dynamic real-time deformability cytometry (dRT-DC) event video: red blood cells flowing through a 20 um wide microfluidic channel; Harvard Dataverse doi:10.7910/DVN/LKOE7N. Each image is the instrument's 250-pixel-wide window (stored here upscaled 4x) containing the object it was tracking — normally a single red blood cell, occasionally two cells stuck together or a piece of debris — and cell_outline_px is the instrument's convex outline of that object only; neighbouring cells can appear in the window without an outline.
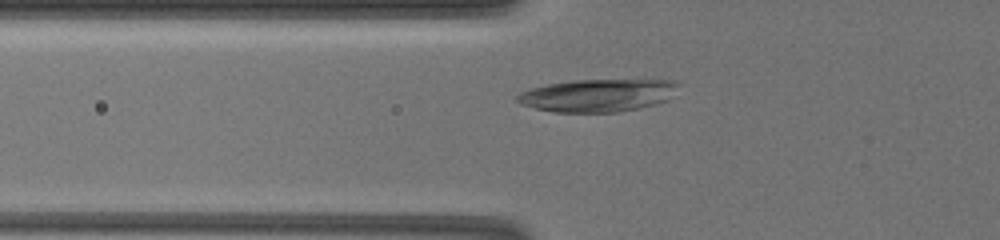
{"species": "common noctule bat (a hibernating species)", "species_latin": "Nyctalus noctula", "temperature_condition": "warm", "stored_images_in_passage": 39, "camera_frame_rate_fps": 3000, "um_per_image_px": 0.085, "animal": {"sex": "female", "body_mass_g": 19.5, "forearm_length_mm": 54.1}, "frame": {"image": 1, "passage_image": 10, "time_ms": 5.333, "image_size_px": [1000, 240], "cell_outline_px": [[676, 84], [668, 100], [636, 108], [616, 112], [556, 112], [536, 108], [520, 104], [516, 100], [516, 96], [520, 92], [528, 88], [548, 84], [572, 80], [676, 80]], "centroid_in_image_um": [50.71, 8.1], "position_along_channel_um": 75.1, "area_um2": 30.23}}
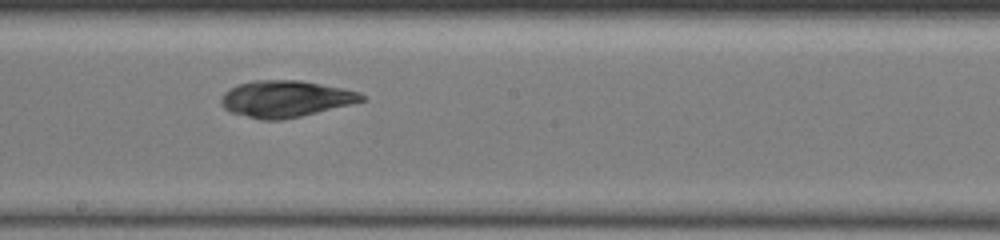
{"frame": {"image": 2, "passage_image": 17, "time_ms": 9.667, "image_size_px": [1000, 240], "cell_outline_px": [[364, 100], [300, 116], [280, 120], [260, 120], [232, 112], [224, 108], [220, 104], [220, 100], [224, 92], [236, 84], [252, 80], [300, 80], [360, 92], [364, 96]], "centroid_in_image_um": [24.19, 8.39], "position_along_channel_um": 224.0, "area_um2": 29.59}}
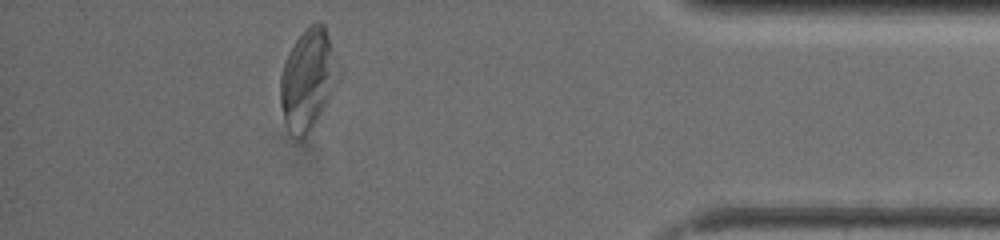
{"frame": {"image": 3, "passage_image": 32, "time_ms": 16.0, "image_size_px": [1000, 240], "cell_outline_px": [[340, 76], [312, 128], [304, 136], [300, 136], [288, 128], [284, 120], [280, 104], [280, 76], [288, 52], [304, 28], [316, 20], [320, 20], [324, 24], [340, 68]], "centroid_in_image_um": [26.17, 6.65], "position_along_channel_um": 409.0, "area_um2": 33.52}}